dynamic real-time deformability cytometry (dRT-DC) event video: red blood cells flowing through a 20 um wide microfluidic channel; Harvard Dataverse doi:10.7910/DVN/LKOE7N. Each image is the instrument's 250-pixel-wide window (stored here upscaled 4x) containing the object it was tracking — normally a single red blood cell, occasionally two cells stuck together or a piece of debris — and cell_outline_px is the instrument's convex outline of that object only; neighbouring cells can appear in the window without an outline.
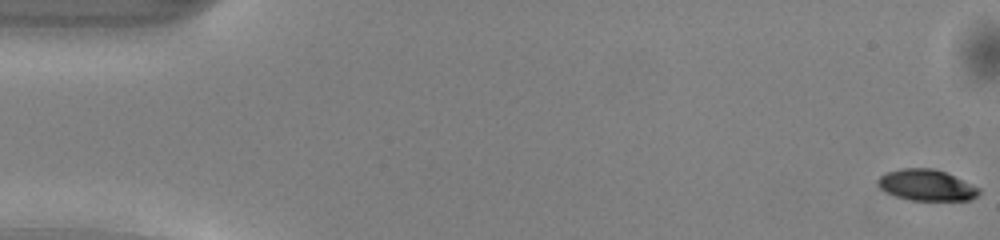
{"species": "common noctule bat (a hibernating species)", "species_latin": "Nyctalus noctula", "temperature_condition": "warm", "stored_images_in_passage": 50, "camera_frame_rate_fps": 3000, "um_per_image_px": 0.085, "animal": {"sex": "male", "body_mass_g": 13.0, "forearm_length_mm": 53.1}, "frame": {"image": 1, "passage_image": 1, "time_ms": 0.0, "image_size_px": [1000, 240], "cell_outline_px": [[980, 192], [972, 200], [908, 200], [896, 196], [880, 188], [876, 184], [876, 180], [884, 172], [900, 168], [932, 168], [944, 172], [980, 188]], "centroid_in_image_um": [78.71, 15.73], "position_along_channel_um": 6.3, "area_um2": 18.32}}
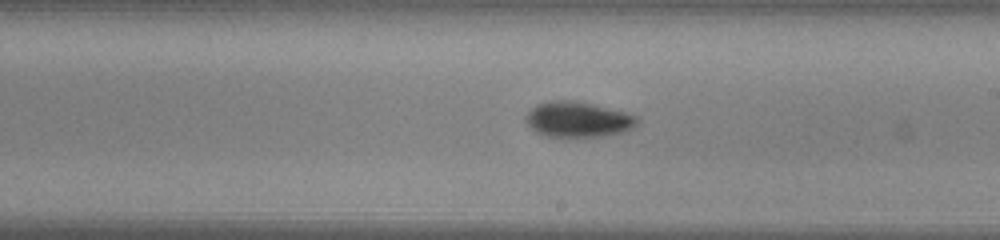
{"frame": {"image": 2, "passage_image": 29, "time_ms": 9.333, "image_size_px": [1000, 240], "cell_outline_px": [[640, 120], [632, 128], [620, 132], [600, 136], [560, 140], [536, 132], [524, 120], [524, 116], [536, 104], [548, 100], [576, 100], [624, 112], [636, 116]], "centroid_in_image_um": [49.06, 10.18], "position_along_channel_um": 239.9, "area_um2": 23.52}}
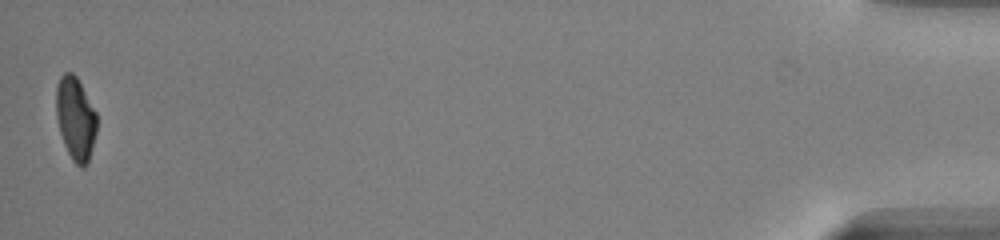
{"frame": {"image": 3, "passage_image": 50, "time_ms": 16.333, "image_size_px": [1000, 240], "cell_outline_px": [[96, 132], [88, 164], [84, 168], [80, 168], [72, 160], [64, 144], [60, 132], [56, 116], [56, 84], [60, 76], [64, 72], [72, 72], [76, 76], [96, 112]], "centroid_in_image_um": [6.41, 10.08], "position_along_channel_um": 428.8, "area_um2": 19.71}, "authors_computed_cell_mechanics": {"area_um2": 20.8658, "velocity_mm_per_s": 4.1305, "shape_relaxation_time_tau1_ms": 2.3045, "shape_relaxation_time_tau2_ms": 7.8361, "deformation_change_tau1": 0.137, "deformation_change_tau2": 0.1027}}